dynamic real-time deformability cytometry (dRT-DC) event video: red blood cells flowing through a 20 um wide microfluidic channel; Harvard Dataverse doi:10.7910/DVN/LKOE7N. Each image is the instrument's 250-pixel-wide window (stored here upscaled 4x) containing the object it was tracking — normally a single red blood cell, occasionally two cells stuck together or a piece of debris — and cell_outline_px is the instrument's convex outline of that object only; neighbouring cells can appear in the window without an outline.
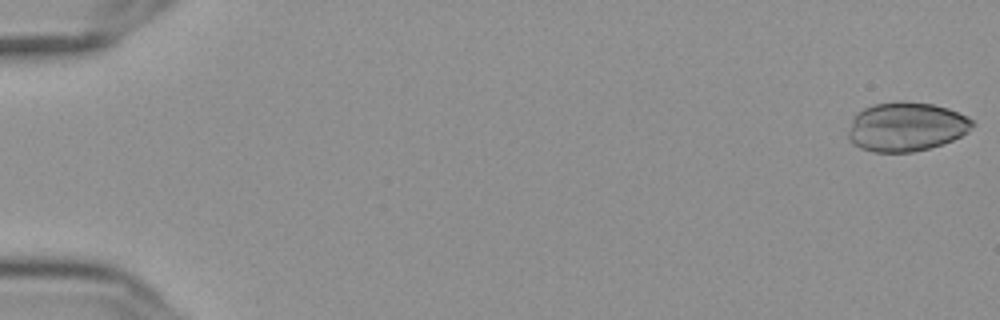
{"species": "Egyptian fruit bat (a non-hibernating species)", "species_latin": "Rousettus aegyptiacus", "temperature_condition": "cold", "stored_images_in_passage": 57, "camera_frame_rate_fps": 3000, "um_per_image_px": 0.085, "frame": {"image": 1, "passage_image": 1, "time_ms": 0.0, "image_size_px": [1000, 320], "cell_outline_px": [[976, 124], [968, 132], [952, 140], [928, 148], [912, 152], [872, 152], [860, 148], [852, 144], [848, 136], [848, 132], [852, 120], [864, 108], [872, 104], [900, 100], [932, 104], [948, 108], [968, 116]], "centroid_in_image_um": [77.04, 10.76], "position_along_channel_um": 8.0, "area_um2": 35.6}}
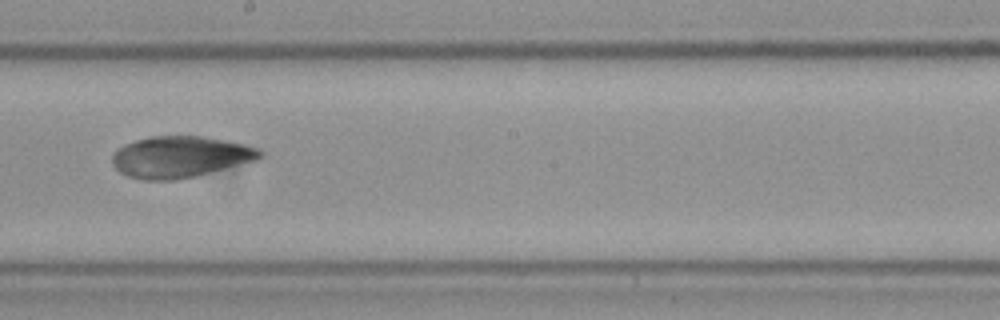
{"frame": {"image": 2, "passage_image": 33, "time_ms": 10.667, "image_size_px": [1000, 320], "cell_outline_px": [[264, 156], [256, 160], [192, 176], [172, 180], [144, 180], [128, 176], [120, 172], [112, 164], [112, 156], [116, 148], [124, 144], [136, 140], [152, 136], [200, 136], [228, 140], [260, 148], [264, 152]], "centroid_in_image_um": [15.31, 13.31], "position_along_channel_um": 232.9, "area_um2": 35.49}}
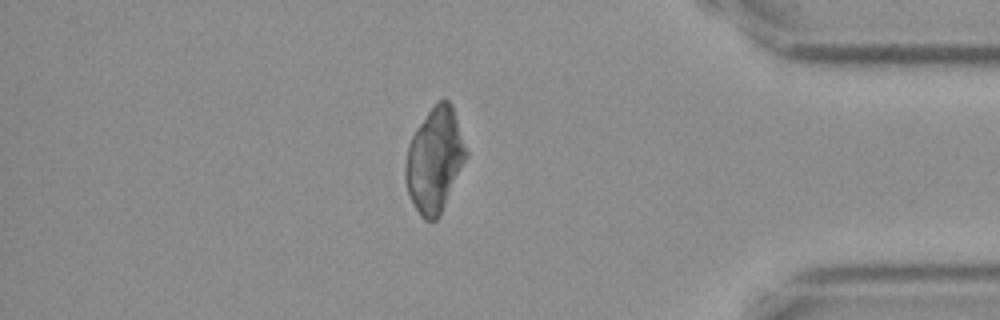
{"frame": {"image": 3, "passage_image": 49, "time_ms": 16.0, "image_size_px": [1000, 320], "cell_outline_px": [[468, 156], [440, 216], [436, 220], [424, 220], [420, 216], [408, 192], [404, 180], [404, 164], [408, 144], [416, 128], [436, 100], [444, 96], [452, 104], [468, 152]], "centroid_in_image_um": [36.95, 13.57], "position_along_channel_um": 398.3, "area_um2": 37.34}}